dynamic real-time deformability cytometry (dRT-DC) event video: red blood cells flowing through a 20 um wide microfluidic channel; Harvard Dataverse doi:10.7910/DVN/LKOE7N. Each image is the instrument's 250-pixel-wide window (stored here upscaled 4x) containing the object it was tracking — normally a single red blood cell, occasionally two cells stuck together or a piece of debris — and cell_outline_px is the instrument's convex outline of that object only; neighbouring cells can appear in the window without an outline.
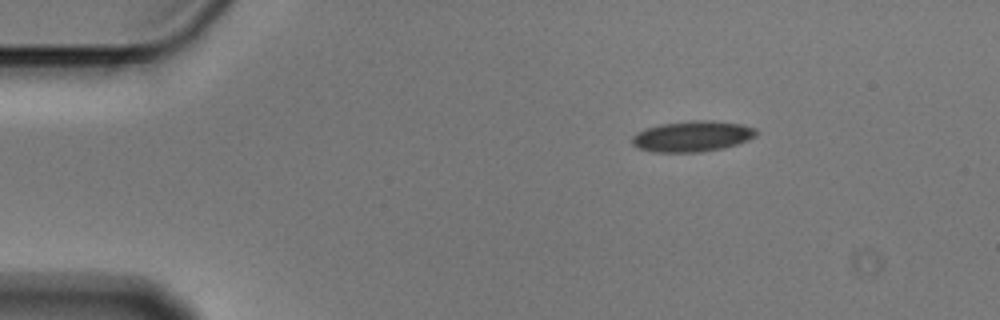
{"species": "Egyptian fruit bat (a non-hibernating species)", "species_latin": "Rousettus aegyptiacus", "temperature_condition": "cold", "stored_images_in_passage": 3, "camera_frame_rate_fps": 3000, "um_per_image_px": 0.085, "animal": {"sex": "male"}, "frame": {"image": 1, "passage_image": 1, "time_ms": 0.0, "image_size_px": [1000, 320], "cell_outline_px": [[760, 132], [756, 136], [748, 140], [724, 148], [700, 152], [652, 152], [636, 148], [632, 144], [632, 136], [636, 132], [644, 128], [660, 124], [692, 120], [712, 120], [740, 124], [756, 128]], "centroid_in_image_um": [58.83, 11.58], "position_along_channel_um": 26.2, "area_um2": 22.6}}